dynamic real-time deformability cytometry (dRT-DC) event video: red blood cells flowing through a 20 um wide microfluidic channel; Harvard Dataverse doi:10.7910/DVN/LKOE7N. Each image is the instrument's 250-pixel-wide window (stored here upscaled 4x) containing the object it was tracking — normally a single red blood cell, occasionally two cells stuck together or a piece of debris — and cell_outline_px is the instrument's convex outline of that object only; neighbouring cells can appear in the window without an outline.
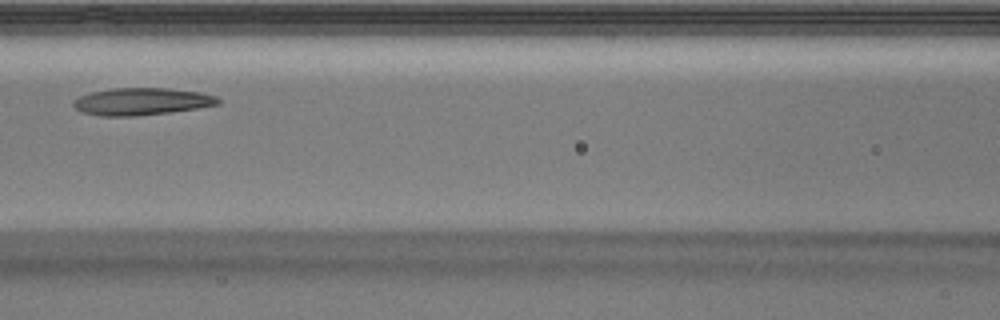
{"species": "Egyptian fruit bat (a non-hibernating species)", "species_latin": "Rousettus aegyptiacus", "temperature_condition": "warm", "stored_images_in_passage": 27, "camera_frame_rate_fps": 3000, "um_per_image_px": 0.085, "animal": {"sex": "male"}, "frame": {"image": 1, "passage_image": 8, "time_ms": 2.333, "image_size_px": [1000, 320], "cell_outline_px": [[220, 104], [172, 112], [136, 116], [100, 116], [80, 112], [72, 104], [72, 100], [80, 96], [92, 92], [112, 88], [168, 88], [200, 92], [216, 96], [220, 100]], "centroid_in_image_um": [12.02, 8.63], "position_along_channel_um": 154.6, "area_um2": 23.06}}